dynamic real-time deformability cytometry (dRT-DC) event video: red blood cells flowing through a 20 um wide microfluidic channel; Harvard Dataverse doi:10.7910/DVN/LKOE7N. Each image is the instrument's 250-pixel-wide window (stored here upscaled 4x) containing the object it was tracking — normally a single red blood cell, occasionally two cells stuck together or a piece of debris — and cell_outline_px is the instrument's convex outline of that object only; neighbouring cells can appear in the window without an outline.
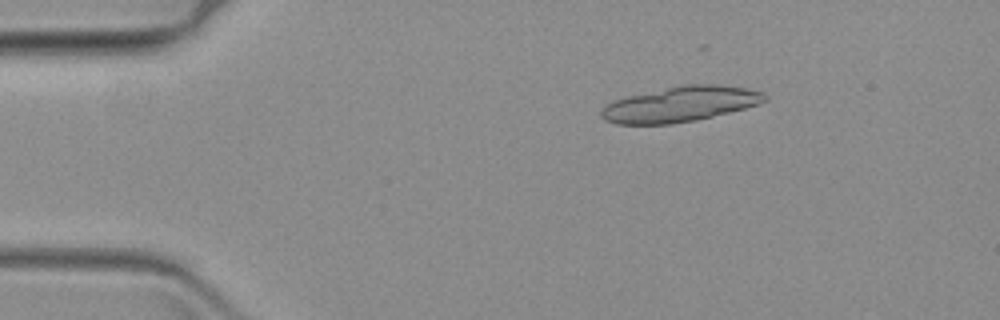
{"species": "common noctule bat (a hibernating species)", "species_latin": "Nyctalus noctula", "temperature_condition": "warm", "stored_images_in_passage": 21, "camera_frame_rate_fps": 3000, "um_per_image_px": 0.085, "animal": {"sex": "female", "body_mass_g": 19.3, "forearm_length_mm": 54.1}, "frame": {"image": 1, "passage_image": 10, "time_ms": 3.0, "image_size_px": [1000, 320], "cell_outline_px": [[768, 100], [760, 104], [696, 120], [672, 124], [616, 124], [604, 120], [600, 116], [600, 112], [608, 104], [616, 100], [628, 96], [684, 84], [716, 84], [744, 88], [764, 92], [768, 96]], "centroid_in_image_um": [57.85, 8.86], "position_along_channel_um": 27.1, "area_um2": 33.41}}